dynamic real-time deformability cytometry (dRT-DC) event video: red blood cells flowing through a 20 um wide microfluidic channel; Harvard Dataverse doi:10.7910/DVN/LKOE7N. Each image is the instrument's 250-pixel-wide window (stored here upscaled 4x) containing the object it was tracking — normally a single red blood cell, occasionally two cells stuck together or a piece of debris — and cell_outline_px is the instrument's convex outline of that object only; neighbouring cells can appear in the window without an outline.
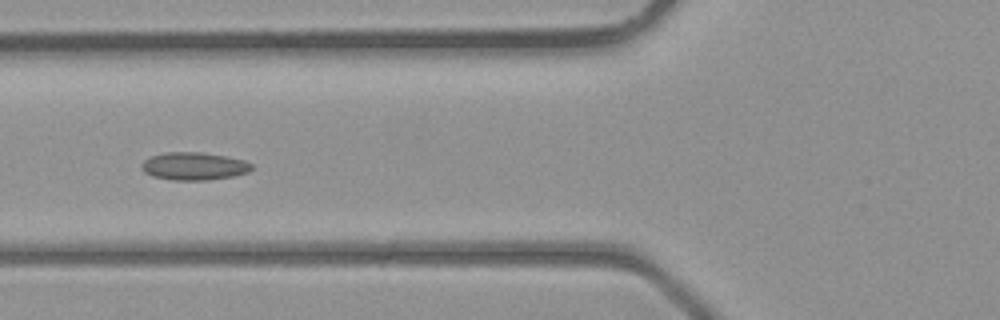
{"species": "common noctule bat (a hibernating species)", "species_latin": "Nyctalus noctula", "temperature_condition": "room temperature", "stored_images_in_passage": 5, "camera_frame_rate_fps": 3000, "um_per_image_px": 0.085, "animal": {"sex": "male", "body_mass_g": 23.1, "forearm_length_mm": 52.7}, "frame": {"image": 1, "passage_image": 5, "time_ms": 4.333, "image_size_px": [1000, 320], "cell_outline_px": [[252, 168], [248, 172], [232, 176], [208, 180], [172, 180], [152, 176], [144, 172], [140, 168], [140, 164], [144, 160], [152, 156], [168, 152], [200, 152], [228, 156], [244, 160], [252, 164]], "centroid_in_image_um": [16.47, 14.12], "position_along_channel_um": 109.3, "area_um2": 17.86}}